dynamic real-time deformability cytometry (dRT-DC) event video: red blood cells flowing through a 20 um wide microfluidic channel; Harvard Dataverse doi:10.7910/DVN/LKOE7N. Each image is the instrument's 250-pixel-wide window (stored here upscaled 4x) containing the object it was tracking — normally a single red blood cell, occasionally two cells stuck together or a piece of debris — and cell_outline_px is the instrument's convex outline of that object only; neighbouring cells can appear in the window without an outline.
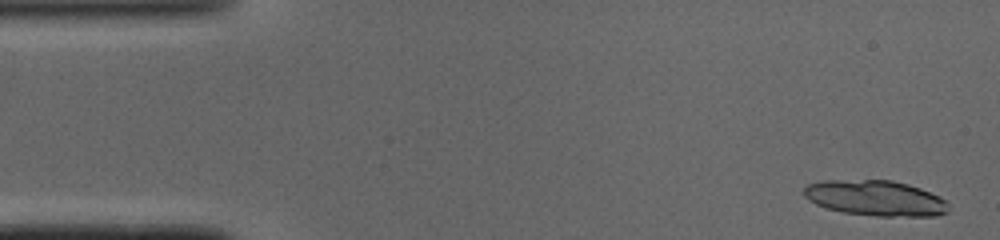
{"species": "common noctule bat (a hibernating species)", "species_latin": "Nyctalus noctula", "temperature_condition": "cold", "stored_images_in_passage": 30, "camera_frame_rate_fps": 3000, "um_per_image_px": 0.085, "animal": {"sex": "male", "body_mass_g": 19.0, "forearm_length_mm": 50.8}, "frame": {"image": 1, "passage_image": 2, "time_ms": 0.333, "image_size_px": [1000, 240], "cell_outline_px": [[948, 212], [936, 216], [876, 216], [844, 212], [828, 208], [816, 204], [808, 200], [804, 196], [804, 188], [808, 184], [824, 180], [892, 180], [908, 184], [920, 188], [940, 196], [948, 204]], "centroid_in_image_um": [74.43, 16.84], "position_along_channel_um": 10.6, "area_um2": 29.88}}
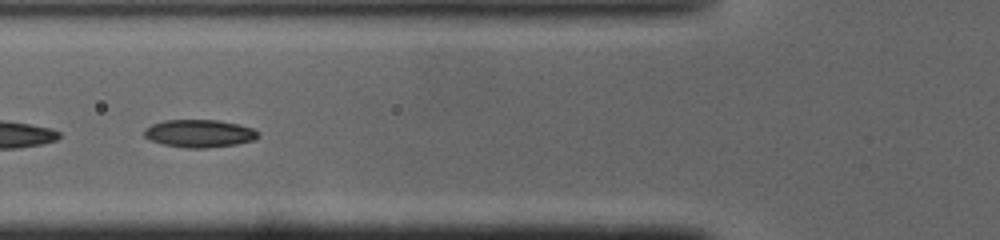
{"frame": {"image": 2, "passage_image": 18, "time_ms": 5.667, "image_size_px": [1000, 240], "cell_outline_px": [[260, 136], [256, 140], [236, 144], [208, 148], [184, 148], [164, 144], [152, 140], [144, 136], [144, 128], [152, 124], [164, 120], [216, 120], [236, 124], [252, 128], [260, 132]], "centroid_in_image_um": [16.97, 11.35], "position_along_channel_um": 108.8, "area_um2": 18.44}}
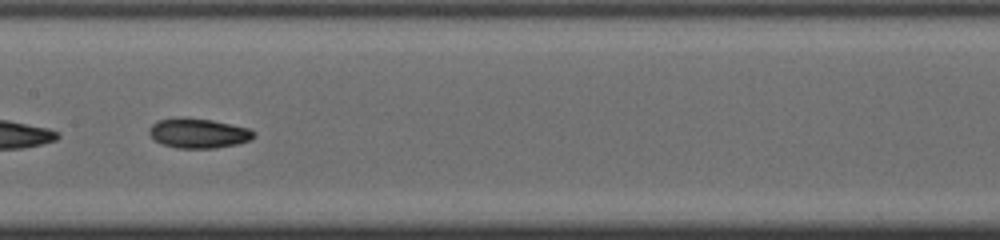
{"frame": {"image": 3, "passage_image": 24, "time_ms": 7.667, "image_size_px": [1000, 240], "cell_outline_px": [[256, 136], [252, 140], [236, 144], [216, 148], [176, 148], [160, 144], [148, 132], [148, 128], [156, 120], [184, 116], [212, 120], [248, 128], [256, 132]], "centroid_in_image_um": [16.85, 11.31], "position_along_channel_um": 190.5, "area_um2": 18.44}}